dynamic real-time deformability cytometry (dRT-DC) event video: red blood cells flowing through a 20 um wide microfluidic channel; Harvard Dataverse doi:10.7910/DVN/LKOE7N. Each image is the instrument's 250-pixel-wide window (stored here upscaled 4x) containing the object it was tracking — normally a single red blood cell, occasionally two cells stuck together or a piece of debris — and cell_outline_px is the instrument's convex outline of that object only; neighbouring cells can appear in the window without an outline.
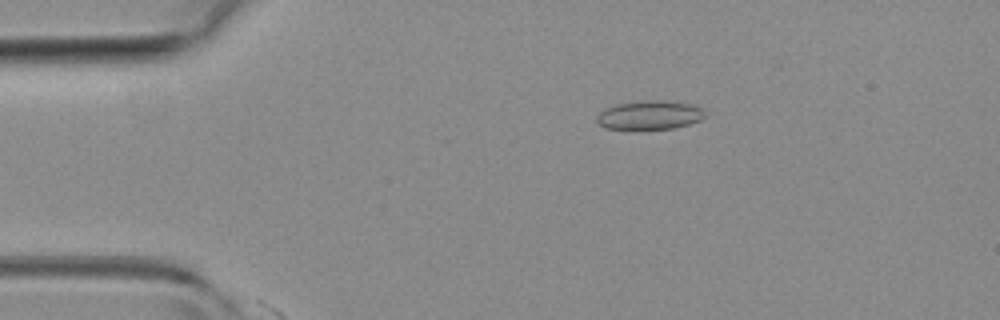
{"species": "common noctule bat (a hibernating species)", "species_latin": "Nyctalus noctula", "temperature_condition": "room temperature", "stored_images_in_passage": 6, "camera_frame_rate_fps": 3000, "um_per_image_px": 0.085, "animal": {"sex": "female", "body_mass_g": 19.3, "forearm_length_mm": 54.1}, "frame": {"image": 1, "passage_image": 5, "time_ms": 1.333, "image_size_px": [1000, 320], "cell_outline_px": [[704, 116], [700, 120], [688, 124], [672, 128], [640, 132], [604, 128], [596, 120], [596, 116], [604, 108], [616, 104], [648, 100], [664, 100], [688, 104], [704, 108]], "centroid_in_image_um": [55.15, 9.83], "position_along_channel_um": 29.8, "area_um2": 18.84}}